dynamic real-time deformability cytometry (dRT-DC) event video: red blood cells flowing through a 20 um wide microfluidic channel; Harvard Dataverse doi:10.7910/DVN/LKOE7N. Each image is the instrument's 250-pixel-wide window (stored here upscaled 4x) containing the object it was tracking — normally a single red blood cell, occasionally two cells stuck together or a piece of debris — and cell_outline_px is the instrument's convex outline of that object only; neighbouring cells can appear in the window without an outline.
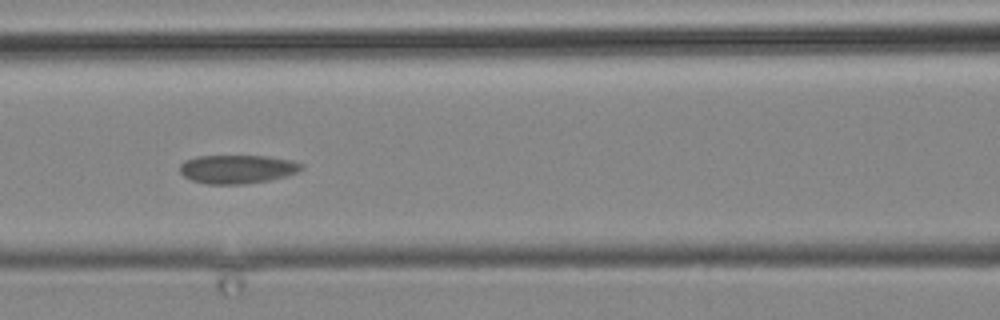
{"species": "common noctule bat (a hibernating species)", "species_latin": "Nyctalus noctula", "temperature_condition": "cold", "stored_images_in_passage": 8, "camera_frame_rate_fps": 3000, "um_per_image_px": 0.085, "animal": {"sex": "male", "body_mass_g": 19.2, "forearm_length_mm": 51.8}, "frame": {"image": 1, "passage_image": 7, "time_ms": 8.333, "image_size_px": [1000, 320], "cell_outline_px": [[304, 168], [296, 172], [284, 176], [268, 180], [244, 184], [208, 184], [192, 180], [184, 176], [180, 172], [180, 164], [184, 160], [196, 156], [268, 156], [292, 160], [304, 164]], "centroid_in_image_um": [20.16, 14.36], "position_along_channel_um": 146.4, "area_um2": 20.29}}
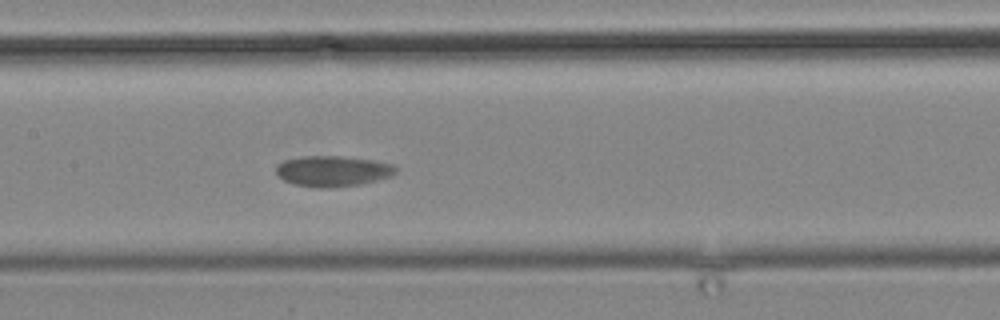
{"frame": {"image": 2, "passage_image": 8, "time_ms": 9.333, "image_size_px": [1000, 320], "cell_outline_px": [[396, 172], [392, 176], [360, 184], [320, 188], [296, 184], [284, 180], [276, 172], [276, 164], [284, 160], [304, 156], [340, 156], [372, 160], [392, 164], [396, 168]], "centroid_in_image_um": [28.27, 14.53], "position_along_channel_um": 179.1, "area_um2": 21.1}}